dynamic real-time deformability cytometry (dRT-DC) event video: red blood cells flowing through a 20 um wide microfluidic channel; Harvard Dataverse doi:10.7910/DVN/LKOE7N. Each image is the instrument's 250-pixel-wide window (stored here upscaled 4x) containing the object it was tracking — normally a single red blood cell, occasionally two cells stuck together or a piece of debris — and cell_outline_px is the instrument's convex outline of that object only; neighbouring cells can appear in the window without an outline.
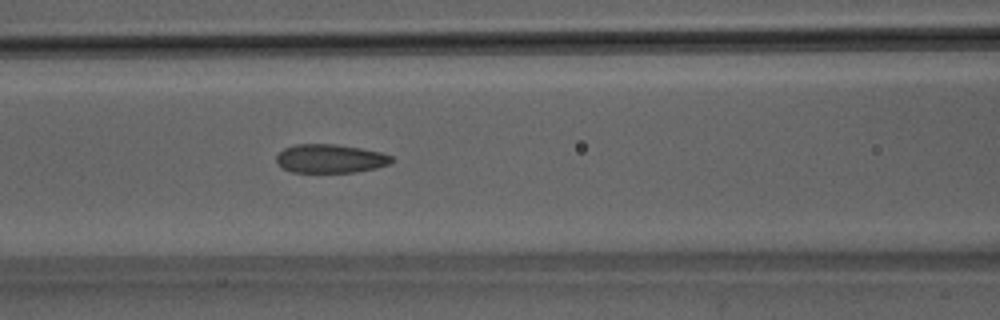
{"species": "Egyptian fruit bat (a non-hibernating species)", "species_latin": "Rousettus aegyptiacus", "temperature_condition": "room temperature", "stored_images_in_passage": 40, "camera_frame_rate_fps": 3000, "um_per_image_px": 0.085, "animal": {"sex": "male"}, "frame": {"image": 1, "passage_image": 12, "time_ms": 3.667, "image_size_px": [1000, 320], "cell_outline_px": [[392, 160], [388, 164], [376, 168], [356, 172], [292, 172], [284, 168], [276, 160], [276, 156], [284, 148], [296, 144], [336, 144], [360, 148], [380, 152], [392, 156]], "centroid_in_image_um": [28.07, 13.48], "position_along_channel_um": 138.5, "area_um2": 19.07}}
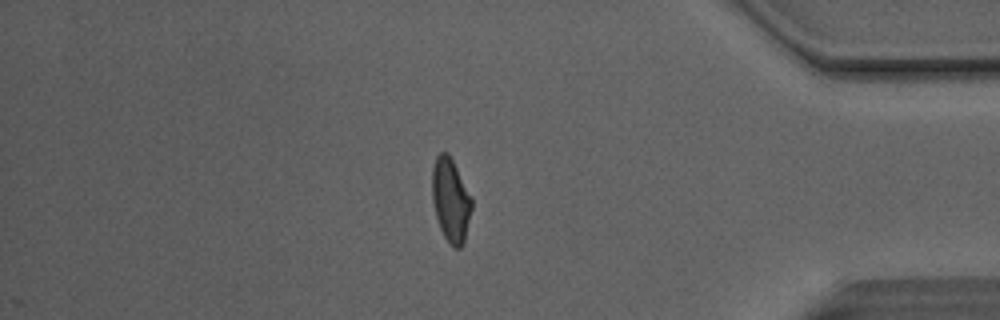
{"frame": {"image": 2, "passage_image": 33, "time_ms": 10.667, "image_size_px": [1000, 320], "cell_outline_px": [[472, 208], [464, 240], [460, 248], [452, 248], [444, 236], [440, 228], [436, 216], [432, 200], [432, 168], [436, 156], [440, 152], [448, 152], [472, 196]], "centroid_in_image_um": [38.31, 16.99], "position_along_channel_um": 396.9, "area_um2": 19.36}}
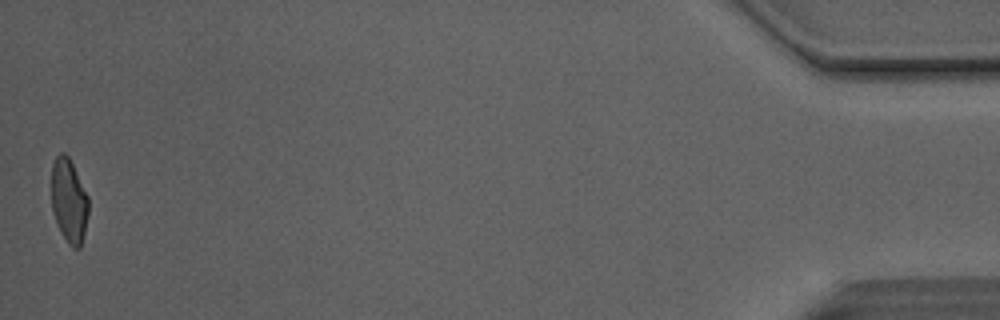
{"frame": {"image": 3, "passage_image": 40, "time_ms": 13.0, "image_size_px": [1000, 320], "cell_outline_px": [[88, 216], [80, 248], [72, 248], [68, 244], [60, 232], [56, 224], [52, 212], [52, 164], [56, 156], [60, 152], [64, 152], [68, 156], [88, 196]], "centroid_in_image_um": [5.85, 17.09], "position_along_channel_um": 429.4, "area_um2": 18.15}, "authors_computed_cell_mechanics": {"area_um2": 19.363, "velocity_mm_per_s": 4.1441, "shape_relaxation_time_tau1_ms": 7.2774, "shape_relaxation_time_tau2_ms": 1.4922, "deformation_change_tau1": 0.1846, "deformation_change_tau2": 0.0837}}